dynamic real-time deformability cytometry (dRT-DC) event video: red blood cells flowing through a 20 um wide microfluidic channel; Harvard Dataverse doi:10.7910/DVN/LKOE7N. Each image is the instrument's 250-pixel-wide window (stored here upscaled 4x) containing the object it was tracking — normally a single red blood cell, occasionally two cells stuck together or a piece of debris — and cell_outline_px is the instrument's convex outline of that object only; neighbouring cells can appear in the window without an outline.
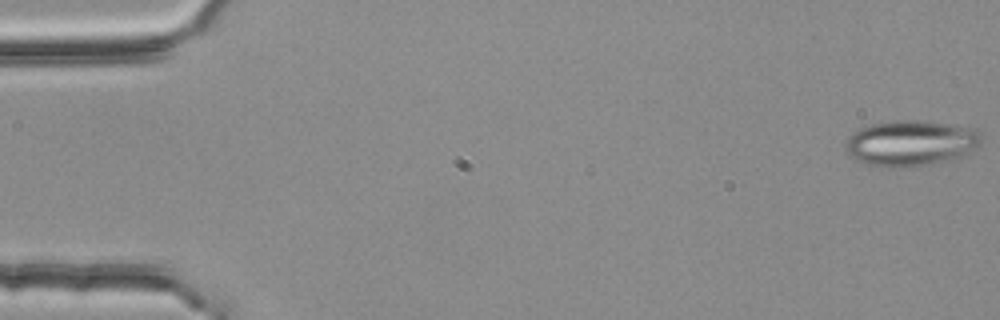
{"species": "common noctule bat (a hibernating species)", "species_latin": "Nyctalus noctula", "temperature_condition": "room temperature", "stored_images_in_passage": 3, "camera_frame_rate_fps": 3000, "um_per_image_px": 0.085, "animal": {"sex": "female", "body_mass_g": 25.1}, "frame": {"image": 1, "passage_image": 1, "time_ms": 0.0, "image_size_px": [1000, 320], "cell_outline_px": [[980, 148], [960, 156], [948, 160], [924, 164], [892, 168], [888, 168], [864, 164], [852, 160], [848, 156], [844, 148], [844, 144], [848, 136], [860, 128], [872, 124], [896, 120], [928, 120], [976, 128], [980, 140]], "centroid_in_image_um": [77.36, 12.16], "position_along_channel_um": 7.6, "area_um2": 36.59}}